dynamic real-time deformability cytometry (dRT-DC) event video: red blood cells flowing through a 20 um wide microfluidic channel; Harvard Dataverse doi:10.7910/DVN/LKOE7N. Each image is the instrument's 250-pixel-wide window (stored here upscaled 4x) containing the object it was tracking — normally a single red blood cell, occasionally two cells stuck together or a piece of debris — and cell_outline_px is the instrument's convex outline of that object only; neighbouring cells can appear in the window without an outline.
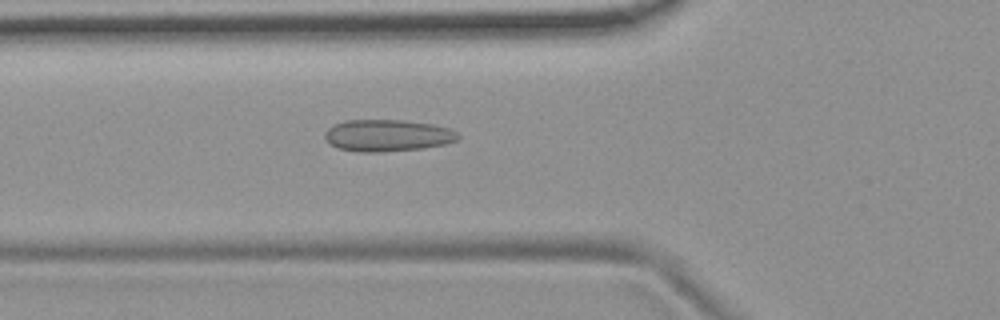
{"species": "common noctule bat (a hibernating species)", "species_latin": "Nyctalus noctula", "temperature_condition": "room temperature", "stored_images_in_passage": 53, "camera_frame_rate_fps": 3000, "um_per_image_px": 0.085, "animal": {"sex": "female", "body_mass_g": 19.9}, "frame": {"image": 1, "passage_image": 19, "time_ms": 6.0, "image_size_px": [1000, 320], "cell_outline_px": [[460, 136], [456, 140], [444, 144], [424, 148], [384, 152], [356, 152], [336, 148], [328, 144], [324, 140], [324, 132], [332, 124], [344, 120], [404, 120], [432, 124], [448, 128], [456, 132]], "centroid_in_image_um": [32.85, 11.52], "position_along_channel_um": 93.0, "area_um2": 25.09}}
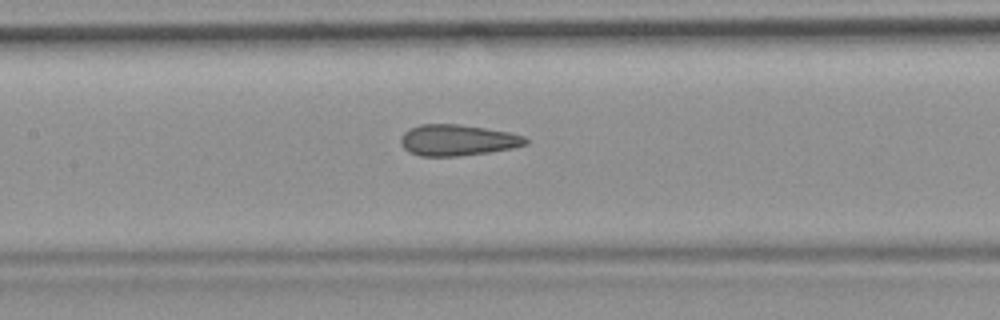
{"frame": {"image": 2, "passage_image": 25, "time_ms": 8.0, "image_size_px": [1000, 320], "cell_outline_px": [[528, 144], [512, 148], [488, 152], [456, 156], [420, 156], [408, 152], [400, 144], [400, 140], [404, 132], [408, 128], [420, 124], [460, 124], [508, 132], [524, 136], [528, 140]], "centroid_in_image_um": [38.85, 11.91], "position_along_channel_um": 168.6, "area_um2": 22.66}}
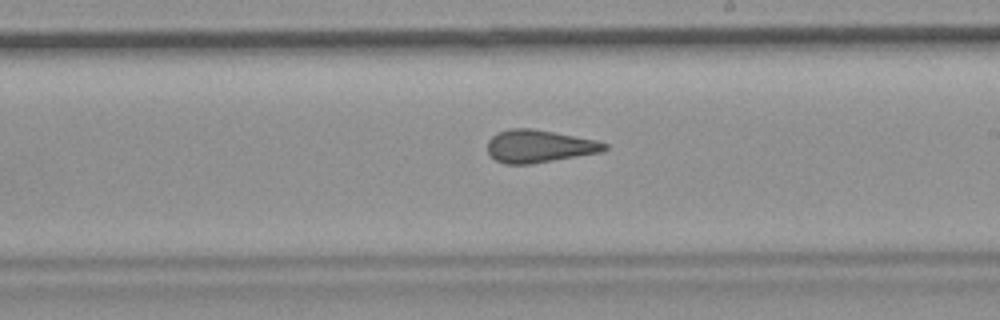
{"frame": {"image": 3, "passage_image": 31, "time_ms": 10.0, "image_size_px": [1000, 320], "cell_outline_px": [[608, 148], [600, 152], [532, 164], [504, 164], [496, 160], [488, 152], [488, 140], [492, 136], [500, 132], [512, 128], [532, 128], [596, 140], [608, 144]], "centroid_in_image_um": [45.82, 12.43], "position_along_channel_um": 243.2, "area_um2": 22.08}, "authors_computed_cell_mechanics": {"area_um2": 23.12, "velocity_mm_per_s": 3.7594, "shape_relaxation_time_tau1_ms": null, "shape_relaxation_time_tau2_ms": 1.6467, "deformation_change_tau1": null, "deformation_change_tau2": 0.1149}}